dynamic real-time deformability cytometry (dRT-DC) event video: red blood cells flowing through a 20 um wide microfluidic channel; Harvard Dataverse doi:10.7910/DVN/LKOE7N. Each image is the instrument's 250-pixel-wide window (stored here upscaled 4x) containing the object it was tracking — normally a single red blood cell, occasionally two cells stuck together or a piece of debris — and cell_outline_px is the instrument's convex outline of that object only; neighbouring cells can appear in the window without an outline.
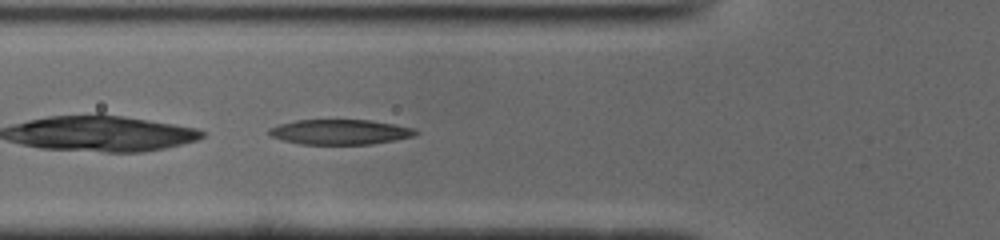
{"species": "common noctule bat (a hibernating species)", "species_latin": "Nyctalus noctula", "temperature_condition": "cold", "stored_images_in_passage": 33, "camera_frame_rate_fps": 3000, "um_per_image_px": 0.085, "animal": {"sex": "male", "body_mass_g": 19.0, "forearm_length_mm": 50.8}, "frame": {"image": 1, "passage_image": 4, "time_ms": 1.0, "image_size_px": [1000, 240], "cell_outline_px": [[420, 132], [416, 136], [396, 140], [368, 144], [300, 144], [284, 140], [272, 136], [268, 132], [268, 128], [280, 124], [296, 120], [372, 120], [412, 128]], "centroid_in_image_um": [28.92, 11.22], "position_along_channel_um": 96.9, "area_um2": 21.27}}
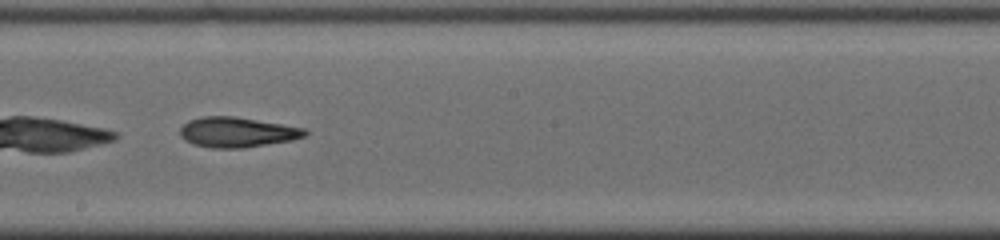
{"frame": {"image": 2, "passage_image": 14, "time_ms": 4.333, "image_size_px": [1000, 240], "cell_outline_px": [[308, 132], [304, 136], [292, 140], [244, 148], [212, 148], [192, 144], [184, 140], [180, 136], [180, 128], [188, 120], [204, 116], [232, 116], [304, 128]], "centroid_in_image_um": [20.1, 11.24], "position_along_channel_um": 228.1, "area_um2": 21.79}}
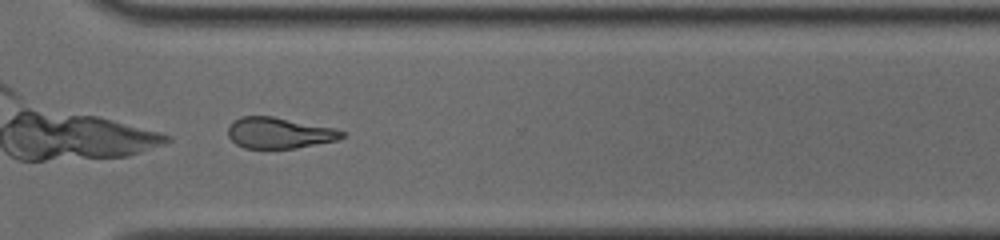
{"frame": {"image": 3, "passage_image": 23, "time_ms": 7.333, "image_size_px": [1000, 240], "cell_outline_px": [[348, 136], [336, 140], [296, 148], [244, 148], [236, 144], [228, 136], [228, 128], [232, 120], [240, 116], [272, 116], [332, 128], [344, 132]], "centroid_in_image_um": [23.69, 11.3], "position_along_channel_um": 346.9, "area_um2": 20.46}, "authors_computed_cell_mechanics": {"area_um2": 21.7328, "velocity_mm_per_s": 3.9406, "shape_relaxation_time_tau1_ms": 4.4454, "shape_relaxation_time_tau2_ms": 4.5281, "deformation_change_tau1": 0.1673, "deformation_change_tau2": 0.158}}